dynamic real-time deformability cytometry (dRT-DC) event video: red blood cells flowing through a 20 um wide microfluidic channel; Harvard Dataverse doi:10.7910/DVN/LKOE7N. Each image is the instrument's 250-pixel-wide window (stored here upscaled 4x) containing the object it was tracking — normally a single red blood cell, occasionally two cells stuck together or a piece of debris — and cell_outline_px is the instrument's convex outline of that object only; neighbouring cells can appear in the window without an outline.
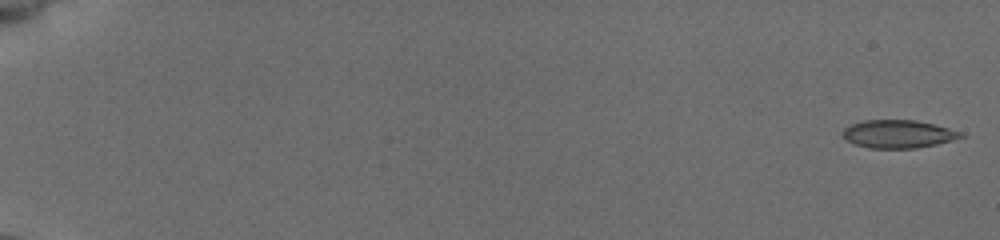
{"species": "common noctule bat (a hibernating species)", "species_latin": "Nyctalus noctula", "temperature_condition": "cold", "stored_images_in_passage": 11, "camera_frame_rate_fps": 3000, "um_per_image_px": 0.085, "animal": {"sex": "female", "body_mass_g": 19.5, "forearm_length_mm": 54.1}, "frame": {"image": 1, "passage_image": 1, "time_ms": 0.0, "image_size_px": [1000, 240], "cell_outline_px": [[968, 136], [936, 144], [916, 148], [868, 148], [844, 140], [840, 132], [844, 128], [852, 124], [864, 120], [916, 120], [948, 128], [960, 132]], "centroid_in_image_um": [76.31, 11.39], "position_along_channel_um": 8.7, "area_um2": 19.31}}